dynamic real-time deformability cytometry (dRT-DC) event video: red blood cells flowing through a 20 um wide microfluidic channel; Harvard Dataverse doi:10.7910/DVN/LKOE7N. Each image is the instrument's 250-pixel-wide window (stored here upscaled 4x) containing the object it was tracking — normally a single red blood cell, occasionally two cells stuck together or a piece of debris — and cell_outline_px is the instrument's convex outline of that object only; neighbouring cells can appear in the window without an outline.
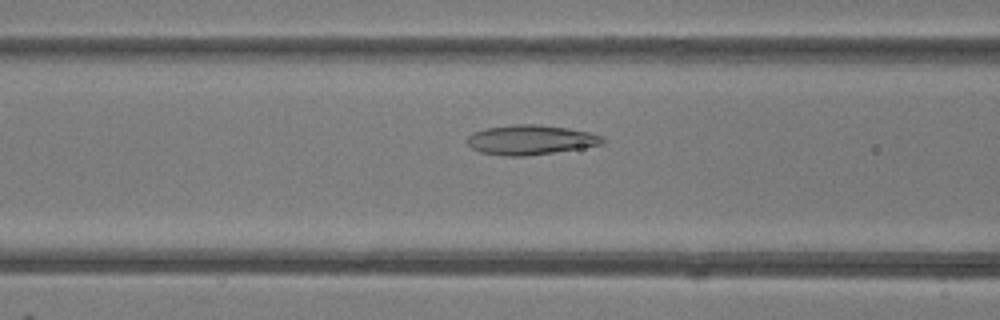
{"species": "common noctule bat (a hibernating species)", "species_latin": "Nyctalus noctula", "temperature_condition": "room temperature", "stored_images_in_passage": 49, "camera_frame_rate_fps": 3000, "um_per_image_px": 0.085, "animal": {"sex": "female"}, "frame": {"image": 1, "passage_image": 20, "time_ms": 6.333, "image_size_px": [1000, 320], "cell_outline_px": [[604, 144], [552, 152], [524, 156], [504, 156], [480, 152], [472, 148], [468, 144], [468, 136], [472, 132], [484, 128], [516, 124], [536, 124], [568, 128], [588, 132], [604, 136]], "centroid_in_image_um": [45.07, 11.88], "position_along_channel_um": 121.5, "area_um2": 23.29}}
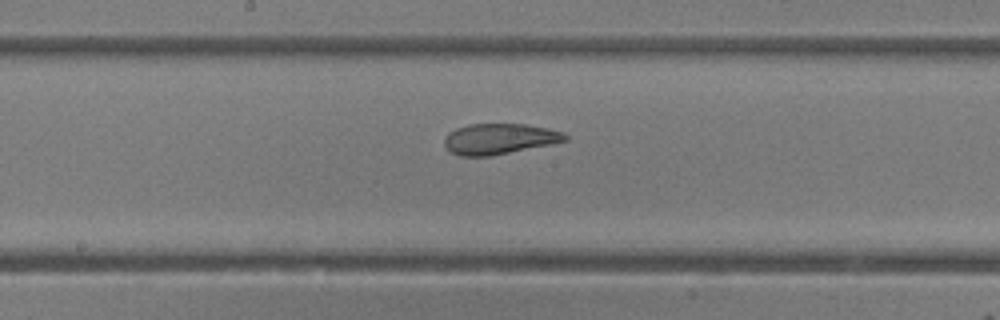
{"frame": {"image": 2, "passage_image": 26, "time_ms": 8.333, "image_size_px": [1000, 320], "cell_outline_px": [[568, 140], [552, 144], [488, 156], [460, 156], [452, 152], [444, 144], [444, 136], [448, 132], [456, 128], [468, 124], [524, 124], [548, 128], [564, 132], [568, 136]], "centroid_in_image_um": [42.44, 11.79], "position_along_channel_um": 205.8, "area_um2": 21.56}}
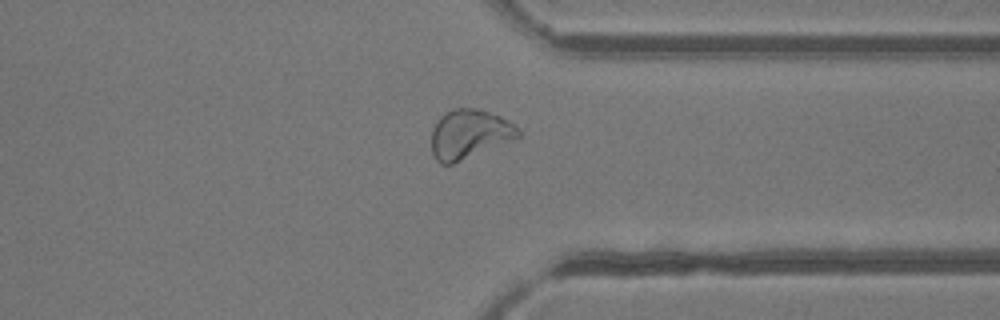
{"frame": {"image": 3, "passage_image": 38, "time_ms": 12.333, "image_size_px": [1000, 320], "cell_outline_px": [[520, 136], [452, 164], [440, 164], [432, 156], [432, 128], [440, 116], [444, 112], [452, 108], [476, 108], [500, 116], [508, 120], [520, 132]], "centroid_in_image_um": [39.83, 11.39], "position_along_channel_um": 371.6, "area_um2": 24.57}, "authors_computed_cell_mechanics": {"area_um2": 25.6054, "velocity_mm_per_s": 4.2087, "shape_relaxation_time_tau1_ms": 6.8986, "shape_relaxation_time_tau2_ms": 1.507, "deformation_change_tau1": 0.2009, "deformation_change_tau2": 0.0683}}